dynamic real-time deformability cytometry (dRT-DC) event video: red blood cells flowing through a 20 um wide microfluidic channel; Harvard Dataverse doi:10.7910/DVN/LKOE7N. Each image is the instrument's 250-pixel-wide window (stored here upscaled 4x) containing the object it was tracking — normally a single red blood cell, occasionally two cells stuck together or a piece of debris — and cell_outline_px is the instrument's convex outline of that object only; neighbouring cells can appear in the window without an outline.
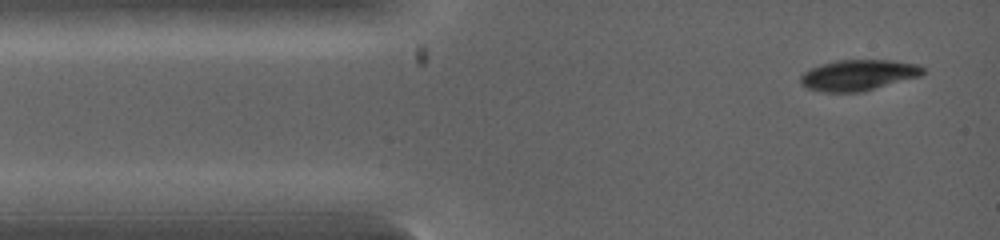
{"species": "common noctule bat (a hibernating species)", "species_latin": "Nyctalus noctula", "temperature_condition": "warm", "stored_images_in_passage": 8, "camera_frame_rate_fps": 5000, "um_per_image_px": 0.085, "animal": {"sex": "female", "body_mass_g": 19.0, "forearm_length_mm": 53.3}, "frame": {"image": 1, "passage_image": 1, "time_ms": 0.0, "image_size_px": [1000, 240], "cell_outline_px": [[924, 72], [920, 76], [860, 92], [824, 92], [808, 88], [800, 84], [800, 76], [804, 72], [820, 64], [836, 60], [888, 60], [920, 64], [924, 68]], "centroid_in_image_um": [72.95, 6.38], "position_along_channel_um": 12.1, "area_um2": 21.91}}
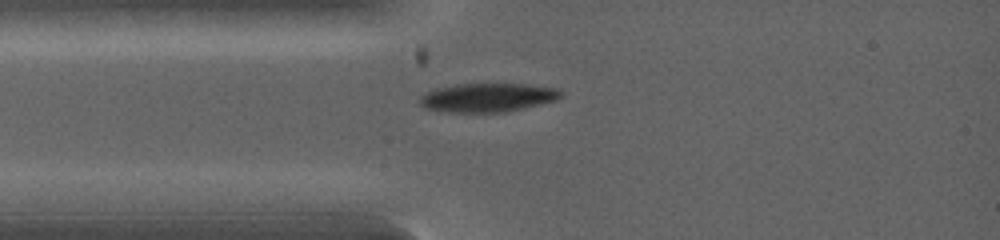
{"frame": {"image": 2, "passage_image": 5, "time_ms": 1.4, "image_size_px": [1000, 240], "cell_outline_px": [[564, 92], [556, 100], [504, 112], [444, 112], [424, 108], [420, 104], [420, 96], [424, 92], [436, 88], [456, 84], [528, 84], [556, 88]], "centroid_in_image_um": [41.4, 8.28], "position_along_channel_um": 43.6, "area_um2": 23.64}}
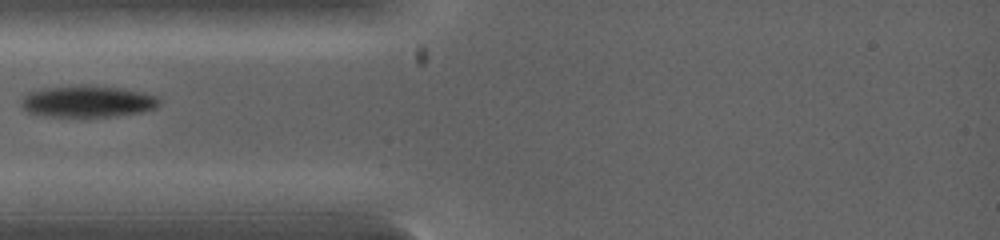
{"frame": {"image": 3, "passage_image": 7, "time_ms": 2.0, "image_size_px": [1000, 240], "cell_outline_px": [[160, 104], [156, 108], [140, 112], [116, 116], [52, 116], [28, 112], [20, 104], [20, 96], [28, 92], [44, 88], [80, 84], [88, 84], [120, 88], [144, 92], [156, 96], [160, 100]], "centroid_in_image_um": [7.43, 8.59], "position_along_channel_um": 77.6, "area_um2": 25.66}}